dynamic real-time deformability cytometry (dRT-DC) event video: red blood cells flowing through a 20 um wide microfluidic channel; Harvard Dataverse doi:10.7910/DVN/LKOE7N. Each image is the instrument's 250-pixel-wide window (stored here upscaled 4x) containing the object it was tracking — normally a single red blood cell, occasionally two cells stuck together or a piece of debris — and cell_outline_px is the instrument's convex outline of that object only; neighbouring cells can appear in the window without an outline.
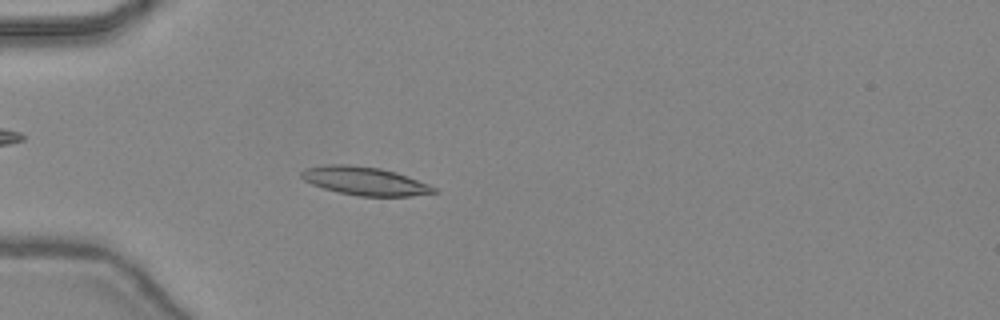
{"species": "common noctule bat (a hibernating species)", "species_latin": "Nyctalus noctula", "temperature_condition": "warm", "stored_images_in_passage": 46, "camera_frame_rate_fps": 3000, "um_per_image_px": 0.085, "animal": {"sex": "female", "body_mass_g": 24.6, "forearm_length_mm": 56.2}, "frame": {"image": 1, "passage_image": 14, "time_ms": 4.333, "image_size_px": [1000, 320], "cell_outline_px": [[440, 192], [412, 196], [360, 196], [340, 192], [324, 188], [312, 184], [304, 180], [300, 176], [300, 172], [308, 168], [328, 164], [348, 164], [380, 168], [396, 172], [428, 184], [436, 188]], "centroid_in_image_um": [31.03, 15.38], "position_along_channel_um": 54.0, "area_um2": 21.73}}
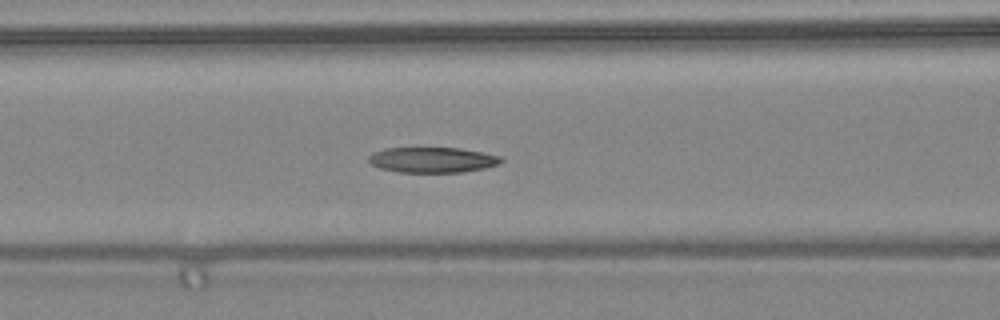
{"frame": {"image": 2, "passage_image": 20, "time_ms": 6.333, "image_size_px": [1000, 320], "cell_outline_px": [[504, 160], [500, 164], [484, 168], [460, 172], [400, 172], [380, 168], [372, 164], [368, 160], [368, 156], [372, 152], [384, 148], [460, 148], [500, 156]], "centroid_in_image_um": [36.74, 13.58], "position_along_channel_um": 129.9, "area_um2": 19.54}}
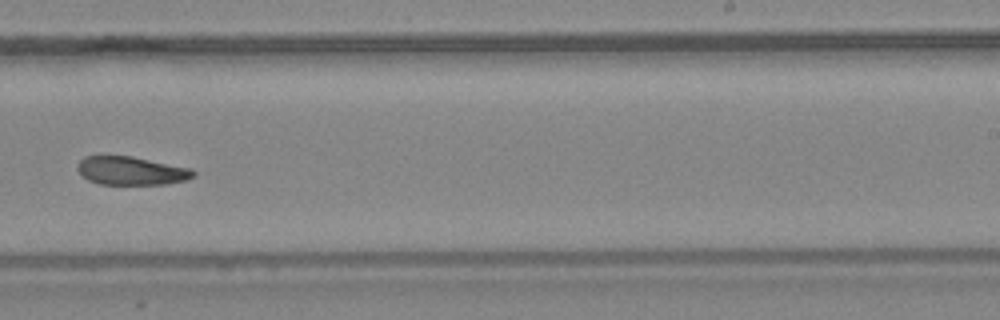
{"frame": {"image": 3, "passage_image": 30, "time_ms": 9.667, "image_size_px": [1000, 320], "cell_outline_px": [[196, 176], [188, 180], [164, 184], [100, 184], [88, 180], [76, 168], [76, 164], [84, 156], [132, 156], [192, 168], [196, 172]], "centroid_in_image_um": [11.19, 14.51], "position_along_channel_um": 277.8, "area_um2": 19.31}, "authors_computed_cell_mechanics": {"area_um2": 20.4323, "velocity_mm_per_s": 4.4498, "shape_relaxation_time_tau1_ms": 7.9252, "shape_relaxation_time_tau2_ms": 9.9794, "deformation_change_tau1": 0.2037, "deformation_change_tau2": 0.2231}}